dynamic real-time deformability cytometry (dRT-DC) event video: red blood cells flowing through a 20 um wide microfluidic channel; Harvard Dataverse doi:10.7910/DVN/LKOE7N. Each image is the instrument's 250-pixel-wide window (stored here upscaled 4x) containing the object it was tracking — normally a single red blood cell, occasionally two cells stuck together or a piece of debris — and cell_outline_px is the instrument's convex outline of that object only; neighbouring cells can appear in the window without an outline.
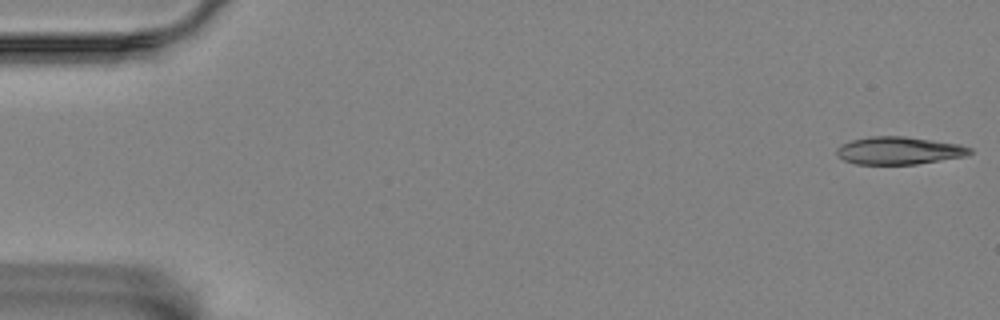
{"species": "Egyptian fruit bat (a non-hibernating species)", "species_latin": "Rousettus aegyptiacus", "temperature_condition": "room temperature", "stored_images_in_passage": 57, "camera_frame_rate_fps": 3000, "um_per_image_px": 0.085, "animal": {"sex": "female"}, "frame": {"image": 1, "passage_image": 1, "time_ms": 0.0, "image_size_px": [1000, 320], "cell_outline_px": [[972, 152], [968, 156], [916, 164], [856, 164], [844, 160], [836, 152], [836, 148], [840, 144], [852, 140], [868, 136], [904, 136], [960, 144], [972, 148]], "centroid_in_image_um": [76.43, 12.79], "position_along_channel_um": 8.6, "area_um2": 21.56}}
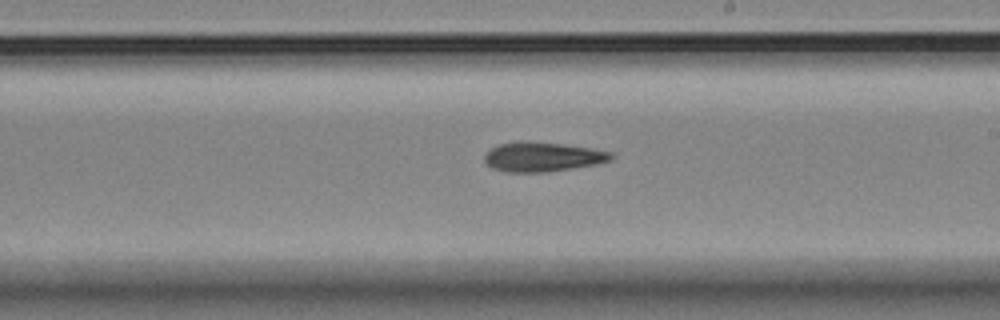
{"frame": {"image": 2, "passage_image": 33, "time_ms": 10.667, "image_size_px": [1000, 320], "cell_outline_px": [[612, 160], [596, 164], [548, 172], [508, 172], [492, 168], [484, 160], [484, 156], [492, 148], [500, 144], [520, 140], [524, 140], [564, 144], [612, 152]], "centroid_in_image_um": [46.1, 13.32], "position_along_channel_um": 242.9, "area_um2": 21.68}}
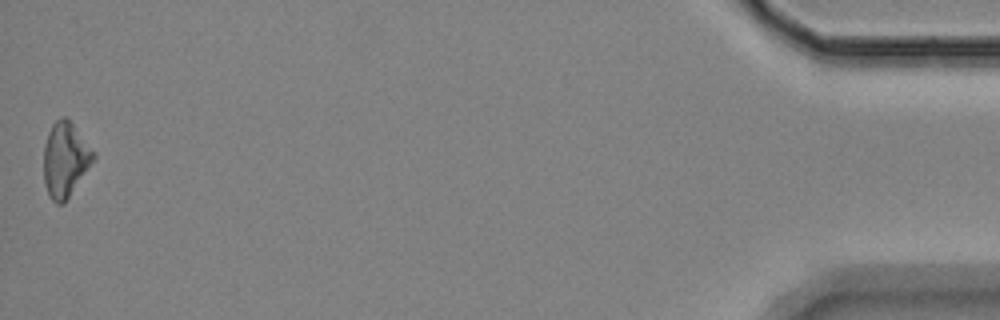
{"frame": {"image": 3, "passage_image": 57, "time_ms": 18.667, "image_size_px": [1000, 320], "cell_outline_px": [[96, 156], [64, 204], [56, 204], [48, 196], [44, 184], [44, 144], [48, 132], [52, 124], [60, 116], [64, 116], [72, 124], [96, 152]], "centroid_in_image_um": [5.53, 13.57], "position_along_channel_um": 429.7, "area_um2": 21.62}}